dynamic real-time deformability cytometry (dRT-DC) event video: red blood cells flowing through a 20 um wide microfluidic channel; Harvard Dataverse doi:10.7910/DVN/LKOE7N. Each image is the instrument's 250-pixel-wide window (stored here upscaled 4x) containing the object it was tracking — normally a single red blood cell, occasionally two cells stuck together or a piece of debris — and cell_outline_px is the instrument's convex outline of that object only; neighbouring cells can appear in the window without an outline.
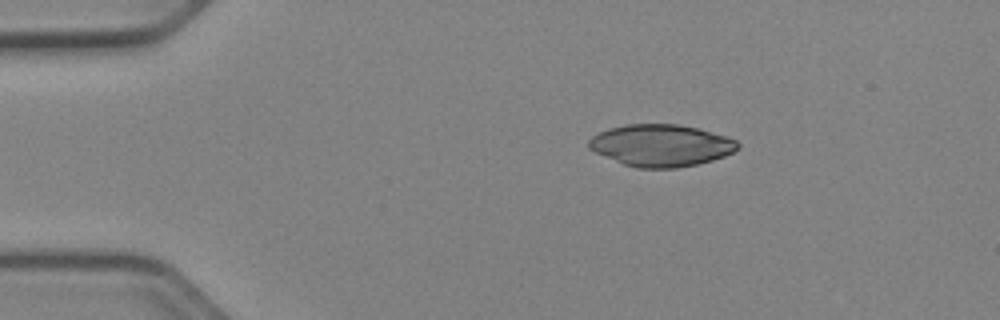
{"species": "Egyptian fruit bat (a non-hibernating species)", "species_latin": "Rousettus aegyptiacus", "temperature_condition": "cold", "stored_images_in_passage": 36, "camera_frame_rate_fps": 3000, "um_per_image_px": 0.085, "animal": {"sex": "female"}, "frame": {"image": 1, "passage_image": 1, "time_ms": 0.0, "image_size_px": [1000, 320], "cell_outline_px": [[740, 148], [724, 156], [712, 160], [696, 164], [676, 168], [636, 168], [624, 164], [596, 152], [588, 148], [588, 140], [592, 136], [608, 128], [624, 124], [676, 124], [696, 128], [724, 136], [736, 140], [740, 144]], "centroid_in_image_um": [56.17, 12.36], "position_along_channel_um": 28.8, "area_um2": 36.18}}